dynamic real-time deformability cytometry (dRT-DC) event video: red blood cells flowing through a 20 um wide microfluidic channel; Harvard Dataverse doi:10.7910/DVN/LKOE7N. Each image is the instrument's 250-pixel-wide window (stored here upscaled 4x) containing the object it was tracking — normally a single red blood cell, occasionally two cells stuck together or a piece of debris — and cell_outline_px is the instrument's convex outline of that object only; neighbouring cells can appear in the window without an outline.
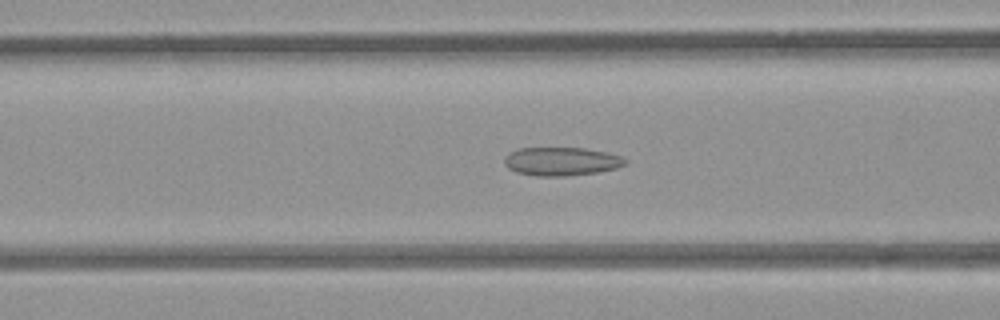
{"species": "common noctule bat (a hibernating species)", "species_latin": "Nyctalus noctula", "temperature_condition": "room temperature", "stored_images_in_passage": 52, "camera_frame_rate_fps": 3000, "um_per_image_px": 0.085, "animal": {"sex": "female", "body_mass_g": 21.9}, "frame": {"image": 1, "passage_image": 20, "time_ms": 6.333, "image_size_px": [1000, 320], "cell_outline_px": [[628, 164], [616, 168], [596, 172], [568, 176], [536, 176], [516, 172], [508, 168], [504, 164], [504, 160], [512, 152], [520, 148], [584, 148], [608, 152], [620, 156], [628, 160]], "centroid_in_image_um": [47.76, 13.72], "position_along_channel_um": 118.8, "area_um2": 20.0}}
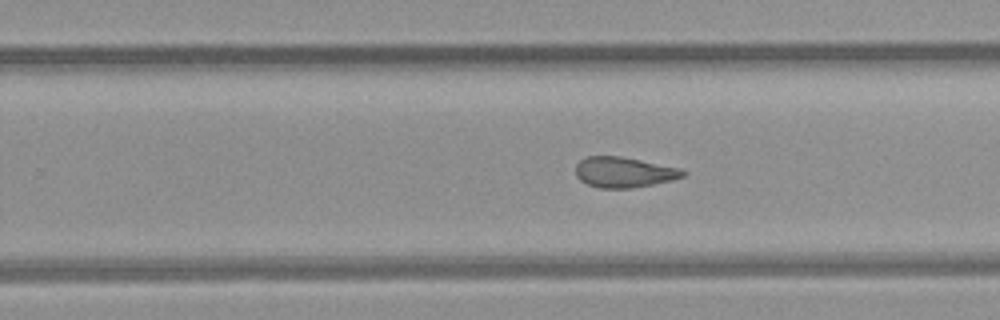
{"frame": {"image": 2, "passage_image": 32, "time_ms": 10.333, "image_size_px": [1000, 320], "cell_outline_px": [[684, 176], [672, 180], [632, 188], [600, 188], [588, 184], [580, 180], [576, 176], [576, 164], [580, 160], [588, 156], [620, 156], [680, 168], [684, 172]], "centroid_in_image_um": [53.0, 14.64], "position_along_channel_um": 276.8, "area_um2": 18.84}}
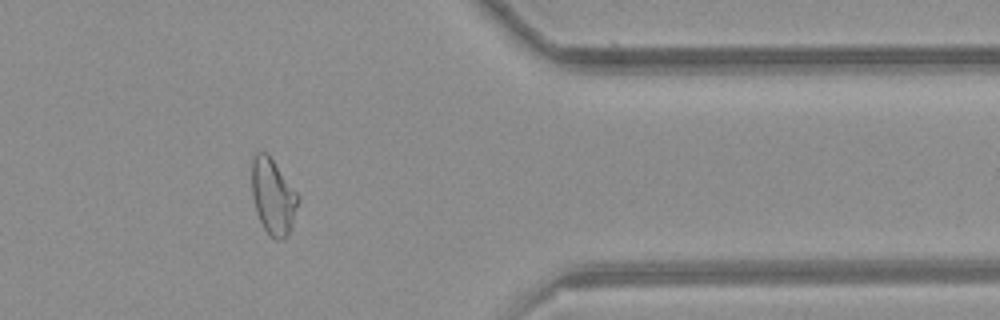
{"frame": {"image": 3, "passage_image": 42, "time_ms": 13.667, "image_size_px": [1000, 320], "cell_outline_px": [[300, 200], [288, 236], [284, 240], [276, 240], [264, 228], [256, 212], [252, 196], [252, 156], [256, 152], [268, 152], [300, 196]], "centroid_in_image_um": [23.22, 16.68], "position_along_channel_um": 388.2, "area_um2": 20.69}, "authors_computed_cell_mechanics": {"area_um2": 20.9814, "velocity_mm_per_s": 3.9434, "shape_relaxation_time_tau1_ms": null, "shape_relaxation_time_tau2_ms": 2.3718, "deformation_change_tau1": null, "deformation_change_tau2": 0.0949}}